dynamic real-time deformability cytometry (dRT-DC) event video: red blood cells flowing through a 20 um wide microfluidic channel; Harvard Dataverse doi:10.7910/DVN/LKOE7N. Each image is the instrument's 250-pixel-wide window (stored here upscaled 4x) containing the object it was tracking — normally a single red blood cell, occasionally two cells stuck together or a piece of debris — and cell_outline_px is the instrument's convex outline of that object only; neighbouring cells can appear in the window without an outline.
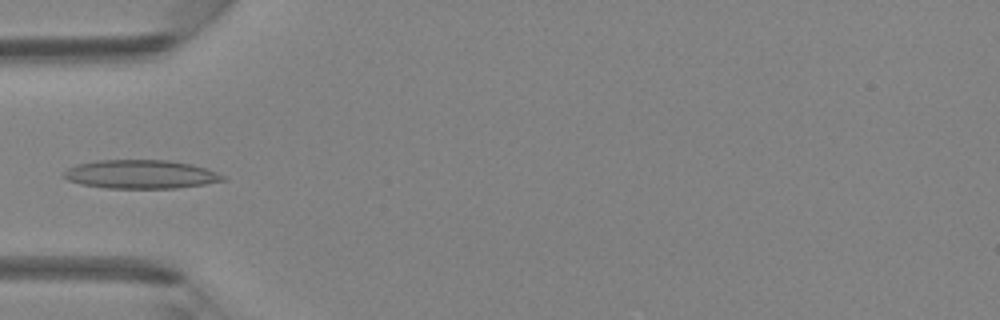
{"species": "Egyptian fruit bat (a non-hibernating species)", "species_latin": "Rousettus aegyptiacus", "temperature_condition": "room temperature", "stored_images_in_passage": 4, "camera_frame_rate_fps": 3000, "um_per_image_px": 0.085, "animal": {"sex": "female"}, "frame": {"image": 1, "passage_image": 4, "time_ms": 4.333, "image_size_px": [1000, 320], "cell_outline_px": [[228, 180], [204, 184], [176, 188], [108, 188], [80, 184], [68, 180], [60, 176], [68, 168], [76, 164], [96, 160], [168, 160], [192, 164], [216, 172], [224, 176]], "centroid_in_image_um": [11.93, 14.81], "position_along_channel_um": 73.1, "area_um2": 26.65}}